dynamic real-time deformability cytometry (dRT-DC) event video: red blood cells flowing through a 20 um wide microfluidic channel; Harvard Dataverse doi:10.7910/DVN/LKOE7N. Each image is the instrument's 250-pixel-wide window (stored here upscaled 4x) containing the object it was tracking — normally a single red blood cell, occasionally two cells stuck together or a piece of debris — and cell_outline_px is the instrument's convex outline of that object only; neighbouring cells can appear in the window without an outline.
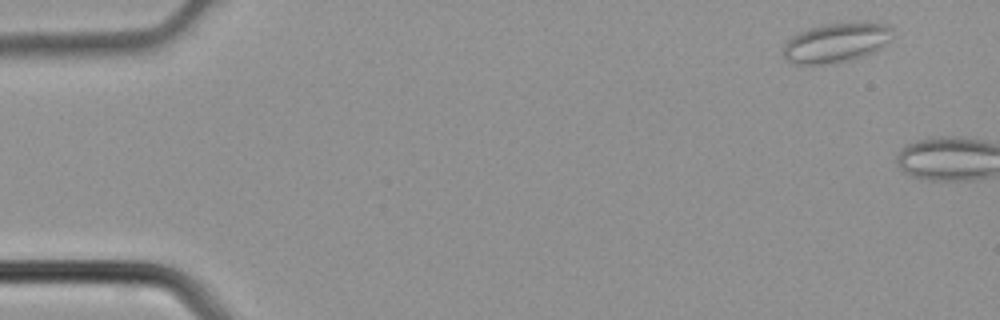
{"species": "common noctule bat (a hibernating species)", "species_latin": "Nyctalus noctula", "temperature_condition": "cold", "stored_images_in_passage": 2, "camera_frame_rate_fps": 3000, "um_per_image_px": 0.085, "animal": {"sex": "male", "body_mass_g": 21.5, "forearm_length_mm": 52.0}, "frame": {"image": 1, "passage_image": 1, "time_ms": 0.0, "image_size_px": [1000, 320], "cell_outline_px": [[892, 28], [888, 40], [872, 52], [836, 64], [792, 64], [784, 60], [784, 44], [792, 36], [800, 32], [824, 24], [864, 20], [868, 20], [884, 24]], "centroid_in_image_um": [71.03, 3.61], "position_along_channel_um": 14.0, "area_um2": 25.2}}